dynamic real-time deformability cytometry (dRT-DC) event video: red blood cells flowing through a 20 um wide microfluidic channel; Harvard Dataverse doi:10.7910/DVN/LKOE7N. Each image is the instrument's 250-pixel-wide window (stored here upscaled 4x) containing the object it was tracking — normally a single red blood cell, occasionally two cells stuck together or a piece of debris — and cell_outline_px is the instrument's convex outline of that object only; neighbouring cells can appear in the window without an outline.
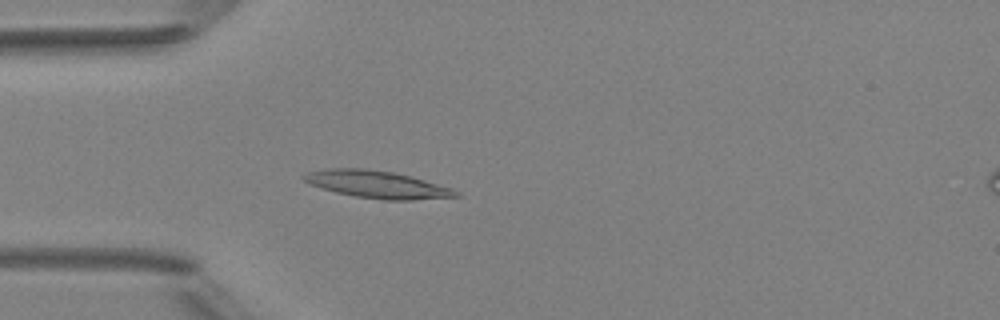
{"species": "Egyptian fruit bat (a non-hibernating species)", "species_latin": "Rousettus aegyptiacus", "temperature_condition": "room temperature", "stored_images_in_passage": 4, "camera_frame_rate_fps": 3000, "um_per_image_px": 0.085, "animal": {"sex": "female"}, "frame": {"image": 1, "passage_image": 4, "time_ms": 3.667, "image_size_px": [1000, 320], "cell_outline_px": [[460, 196], [412, 200], [384, 200], [356, 196], [336, 192], [312, 184], [304, 180], [300, 176], [308, 172], [332, 168], [364, 168], [392, 172], [424, 180], [452, 188], [460, 192]], "centroid_in_image_um": [32.08, 15.68], "position_along_channel_um": 52.9, "area_um2": 23.81}}